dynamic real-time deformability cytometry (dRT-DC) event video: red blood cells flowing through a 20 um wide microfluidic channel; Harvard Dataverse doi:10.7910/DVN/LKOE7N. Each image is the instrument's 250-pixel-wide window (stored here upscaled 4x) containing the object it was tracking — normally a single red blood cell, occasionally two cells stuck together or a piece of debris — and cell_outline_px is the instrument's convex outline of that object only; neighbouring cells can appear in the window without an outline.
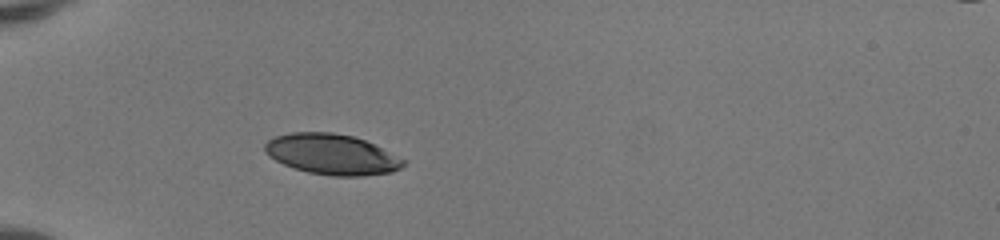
{"species": "human", "species_latin": "Homo sapiens", "temperature_condition": "room temperature", "stored_images_in_passage": 34, "camera_frame_rate_fps": 3000, "um_per_image_px": 0.085, "donor": {"sex": "female"}, "frame": {"image": 1, "passage_image": 1, "time_ms": 0.0, "image_size_px": [1000, 240], "cell_outline_px": [[408, 164], [392, 172], [360, 176], [332, 176], [308, 172], [284, 164], [268, 156], [264, 152], [264, 144], [268, 140], [276, 136], [292, 132], [332, 132], [352, 136], [364, 140], [408, 160]], "centroid_in_image_um": [28.23, 13.12], "position_along_channel_um": 56.8, "area_um2": 32.77}}
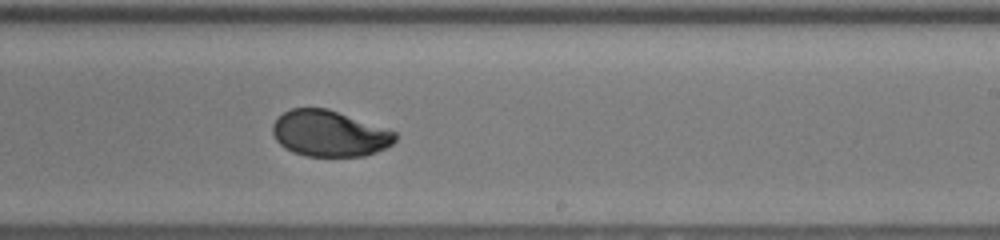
{"frame": {"image": 2, "passage_image": 17, "time_ms": 5.333, "image_size_px": [1000, 240], "cell_outline_px": [[400, 136], [392, 144], [376, 152], [364, 156], [304, 156], [292, 152], [284, 148], [276, 140], [272, 132], [272, 124], [284, 112], [292, 108], [328, 108], [388, 128], [396, 132]], "centroid_in_image_um": [28.03, 11.35], "position_along_channel_um": 261.0, "area_um2": 33.23}}
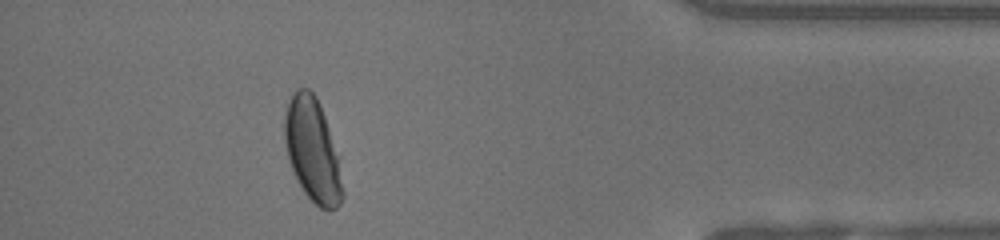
{"frame": {"image": 3, "passage_image": 30, "time_ms": 9.667, "image_size_px": [1000, 240], "cell_outline_px": [[344, 196], [340, 204], [336, 208], [328, 212], [320, 208], [304, 192], [288, 160], [284, 140], [284, 116], [288, 104], [292, 96], [300, 88], [308, 88], [316, 96], [320, 104], [340, 156], [344, 192]], "centroid_in_image_um": [26.61, 12.81], "position_along_channel_um": 408.6, "area_um2": 35.32}, "authors_computed_cell_mechanics": {"area_um2": 33.7841, "velocity_mm_per_s": 4.1706, "shape_relaxation_time_tau1_ms": 4.6773, "shape_relaxation_time_tau2_ms": null, "deformation_change_tau1": 0.1803, "deformation_change_tau2": null}}